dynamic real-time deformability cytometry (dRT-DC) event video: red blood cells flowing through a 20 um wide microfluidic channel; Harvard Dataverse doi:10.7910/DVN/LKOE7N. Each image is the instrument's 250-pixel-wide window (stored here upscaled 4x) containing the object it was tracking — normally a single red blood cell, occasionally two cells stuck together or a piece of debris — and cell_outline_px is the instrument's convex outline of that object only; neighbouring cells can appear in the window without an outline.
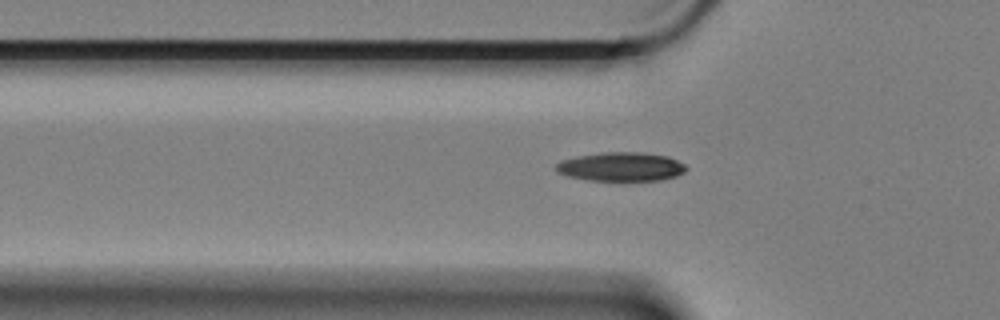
{"species": "Egyptian fruit bat (a non-hibernating species)", "species_latin": "Rousettus aegyptiacus", "temperature_condition": "cold", "stored_images_in_passage": 38, "camera_frame_rate_fps": 3000, "um_per_image_px": 0.085, "animal": {"sex": "female"}, "frame": {"image": 1, "passage_image": 6, "time_ms": 1.667, "image_size_px": [1000, 320], "cell_outline_px": [[688, 168], [684, 172], [676, 176], [660, 180], [588, 180], [568, 176], [560, 172], [556, 168], [556, 164], [560, 160], [576, 156], [600, 152], [644, 152], [668, 156], [684, 164]], "centroid_in_image_um": [52.8, 14.15], "position_along_channel_um": 73.0, "area_um2": 21.91}}
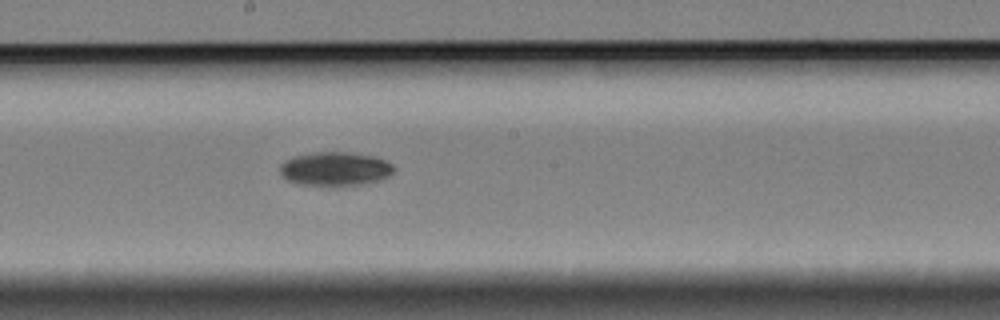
{"frame": {"image": 2, "passage_image": 19, "time_ms": 6.0, "image_size_px": [1000, 320], "cell_outline_px": [[396, 168], [388, 176], [380, 180], [340, 188], [332, 188], [300, 184], [288, 180], [280, 172], [280, 164], [284, 160], [292, 156], [316, 152], [344, 152], [372, 156], [384, 160], [392, 164]], "centroid_in_image_um": [28.46, 14.39], "position_along_channel_um": 219.7, "area_um2": 22.95}}
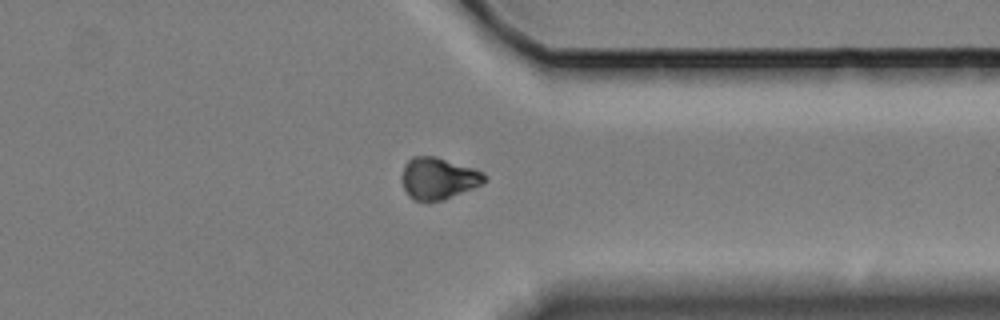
{"frame": {"image": 3, "passage_image": 33, "time_ms": 10.667, "image_size_px": [1000, 320], "cell_outline_px": [[488, 180], [472, 188], [440, 200], [428, 204], [416, 200], [408, 196], [404, 188], [400, 176], [404, 164], [412, 156], [436, 156], [484, 172], [488, 176]], "centroid_in_image_um": [37.21, 15.16], "position_along_channel_um": 374.2, "area_um2": 20.29}}